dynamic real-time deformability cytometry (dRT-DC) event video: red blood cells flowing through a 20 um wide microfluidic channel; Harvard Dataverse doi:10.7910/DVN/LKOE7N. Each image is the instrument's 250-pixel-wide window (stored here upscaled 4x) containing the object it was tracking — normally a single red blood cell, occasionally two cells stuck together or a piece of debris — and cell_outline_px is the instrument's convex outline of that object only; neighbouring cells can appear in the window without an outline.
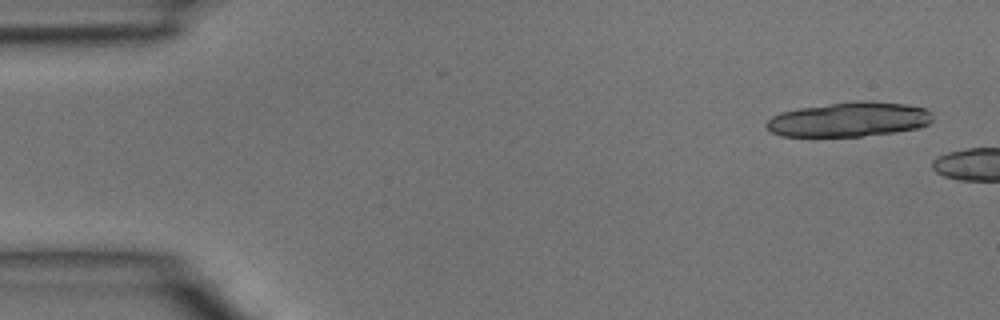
{"species": "common noctule bat (a hibernating species)", "species_latin": "Nyctalus noctula", "temperature_condition": "room temperature", "stored_images_in_passage": 2, "camera_frame_rate_fps": 3000, "um_per_image_px": 0.085, "animal": {"sex": "male", "body_mass_g": 15.6}, "frame": {"image": 1, "passage_image": 1, "time_ms": 0.0, "image_size_px": [1000, 320], "cell_outline_px": [[932, 120], [928, 124], [920, 128], [896, 132], [860, 136], [780, 136], [772, 132], [764, 124], [772, 116], [780, 112], [800, 108], [856, 100], [864, 100], [904, 104], [924, 108], [932, 112]], "centroid_in_image_um": [72.18, 10.15], "position_along_channel_um": 12.8, "area_um2": 33.52}}